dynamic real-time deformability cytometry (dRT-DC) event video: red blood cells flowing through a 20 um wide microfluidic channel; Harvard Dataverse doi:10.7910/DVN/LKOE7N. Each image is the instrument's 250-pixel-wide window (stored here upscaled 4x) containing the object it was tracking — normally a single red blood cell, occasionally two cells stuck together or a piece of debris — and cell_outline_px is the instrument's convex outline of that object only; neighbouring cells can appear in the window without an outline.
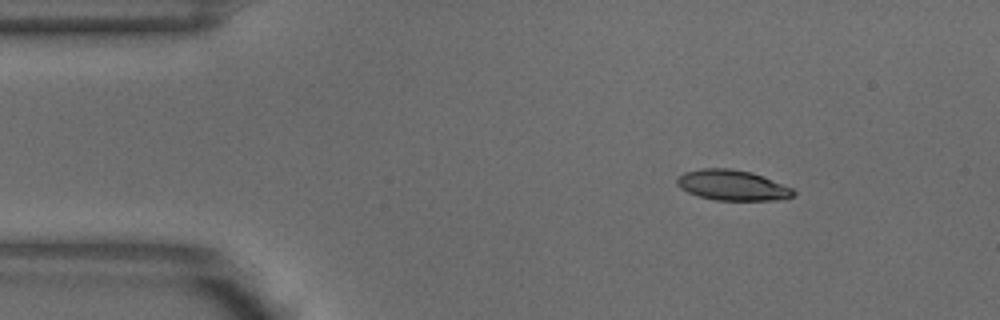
{"species": "common noctule bat (a hibernating species)", "species_latin": "Nyctalus noctula", "temperature_condition": "warm", "stored_images_in_passage": 5, "camera_frame_rate_fps": 3000, "um_per_image_px": 0.085, "animal": {"sex": "male", "body_mass_g": 18.8}, "frame": {"image": 1, "passage_image": 1, "time_ms": 0.0, "image_size_px": [1000, 320], "cell_outline_px": [[796, 196], [784, 200], [716, 200], [700, 196], [688, 192], [680, 188], [676, 184], [676, 180], [684, 172], [700, 168], [728, 168], [752, 172], [792, 188], [796, 192]], "centroid_in_image_um": [62.27, 15.75], "position_along_channel_um": 22.7, "area_um2": 20.69}}
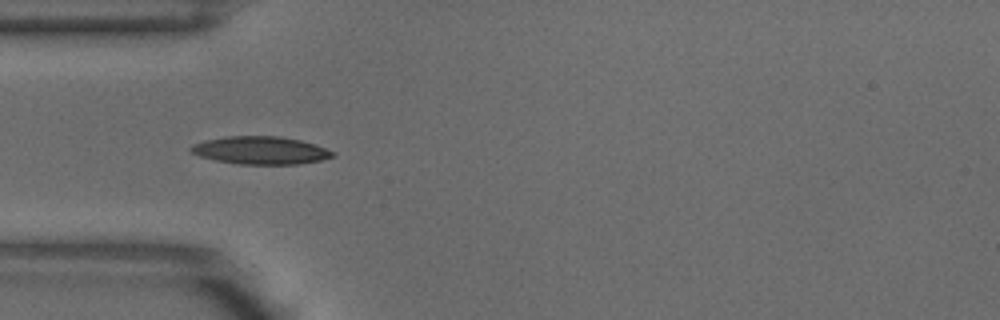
{"frame": {"image": 2, "passage_image": 3, "time_ms": 0.667, "image_size_px": [1000, 320], "cell_outline_px": [[336, 156], [320, 160], [300, 164], [240, 164], [216, 160], [200, 156], [192, 152], [188, 148], [192, 144], [204, 140], [224, 136], [280, 136], [300, 140], [316, 144], [336, 152]], "centroid_in_image_um": [22.17, 12.77], "position_along_channel_um": 62.8, "area_um2": 23.12}}